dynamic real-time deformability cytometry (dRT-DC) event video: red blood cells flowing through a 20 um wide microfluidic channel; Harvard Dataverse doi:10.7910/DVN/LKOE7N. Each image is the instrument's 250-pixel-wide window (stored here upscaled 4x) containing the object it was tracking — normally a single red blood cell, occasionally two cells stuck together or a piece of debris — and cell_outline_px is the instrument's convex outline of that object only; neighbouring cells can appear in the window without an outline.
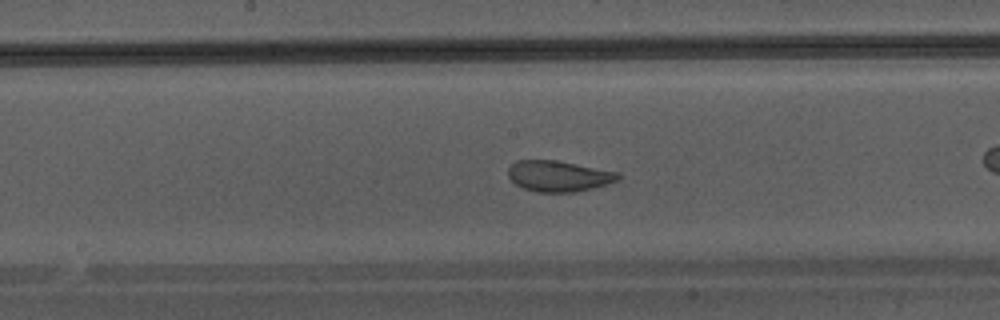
{"species": "Egyptian fruit bat (a non-hibernating species)", "species_latin": "Rousettus aegyptiacus", "temperature_condition": "warm", "stored_images_in_passage": 40, "camera_frame_rate_fps": 3000, "um_per_image_px": 0.085, "animal": {"sex": "male"}, "frame": {"image": 1, "passage_image": 18, "time_ms": 5.667, "image_size_px": [1000, 320], "cell_outline_px": [[620, 180], [592, 188], [576, 192], [536, 192], [524, 188], [516, 184], [508, 176], [508, 168], [516, 160], [556, 160], [620, 172]], "centroid_in_image_um": [47.5, 14.96], "position_along_channel_um": 200.7, "area_um2": 19.83}}